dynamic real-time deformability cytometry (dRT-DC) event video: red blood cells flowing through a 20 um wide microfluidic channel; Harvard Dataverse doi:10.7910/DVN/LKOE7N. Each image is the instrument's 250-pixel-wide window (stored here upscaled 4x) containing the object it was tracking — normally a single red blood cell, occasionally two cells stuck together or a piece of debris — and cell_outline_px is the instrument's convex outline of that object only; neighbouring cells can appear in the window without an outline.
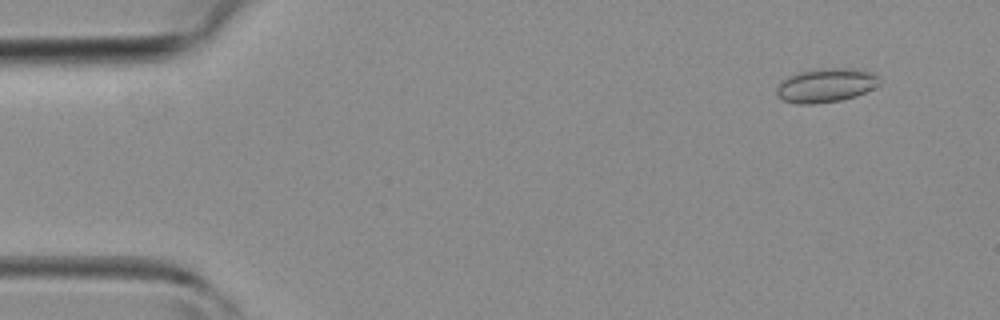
{"species": "common noctule bat (a hibernating species)", "species_latin": "Nyctalus noctula", "temperature_condition": "room temperature", "stored_images_in_passage": 39, "camera_frame_rate_fps": 3000, "um_per_image_px": 0.085, "animal": {"sex": "female", "body_mass_g": 19.3, "forearm_length_mm": 54.1}, "frame": {"image": 1, "passage_image": 2, "time_ms": 0.333, "image_size_px": [1000, 320], "cell_outline_px": [[880, 84], [856, 96], [840, 100], [816, 104], [796, 104], [784, 100], [776, 96], [776, 88], [780, 80], [788, 76], [800, 72], [828, 68], [860, 68], [876, 72], [880, 80]], "centroid_in_image_um": [70.21, 7.24], "position_along_channel_um": 14.8, "area_um2": 20.63}}
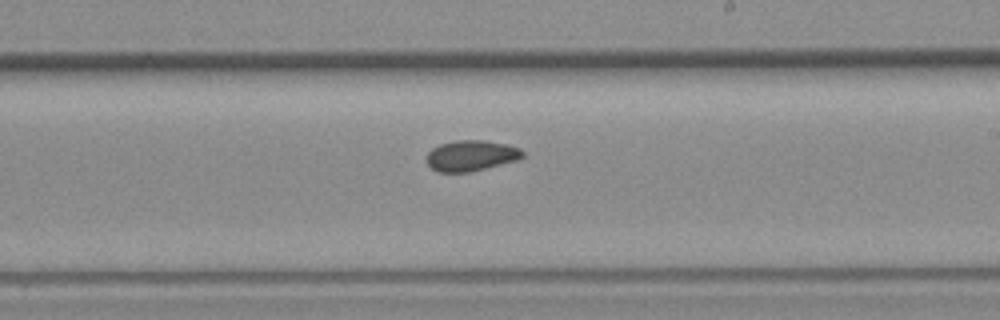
{"frame": {"image": 2, "passage_image": 23, "time_ms": 7.333, "image_size_px": [1000, 320], "cell_outline_px": [[524, 156], [516, 160], [468, 172], [436, 172], [428, 164], [428, 152], [432, 148], [440, 144], [456, 140], [484, 140], [508, 144], [520, 148], [524, 152]], "centroid_in_image_um": [40.05, 13.21], "position_along_channel_um": 249.0, "area_um2": 17.05}}
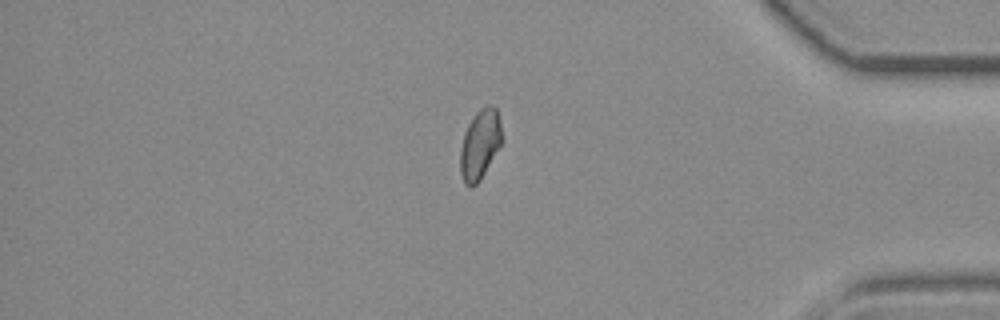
{"frame": {"image": 3, "passage_image": 34, "time_ms": 11.0, "image_size_px": [1000, 320], "cell_outline_px": [[504, 140], [480, 180], [472, 188], [468, 188], [464, 184], [460, 172], [460, 148], [464, 132], [472, 116], [480, 108], [496, 108], [500, 120]], "centroid_in_image_um": [40.79, 12.32], "position_along_channel_um": 394.4, "area_um2": 17.11}}